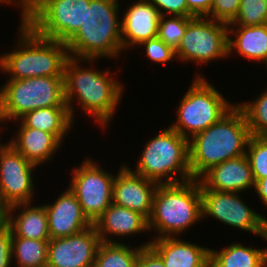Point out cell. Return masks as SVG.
Masks as SVG:
<instances>
[{"label":"cell","instance_id":"obj_17","mask_svg":"<svg viewBox=\"0 0 267 267\" xmlns=\"http://www.w3.org/2000/svg\"><path fill=\"white\" fill-rule=\"evenodd\" d=\"M199 181L200 189L234 193L252 189L255 183L246 154L212 166Z\"/></svg>","mask_w":267,"mask_h":267},{"label":"cell","instance_id":"obj_25","mask_svg":"<svg viewBox=\"0 0 267 267\" xmlns=\"http://www.w3.org/2000/svg\"><path fill=\"white\" fill-rule=\"evenodd\" d=\"M210 267H267V248L233 243L218 251L210 249Z\"/></svg>","mask_w":267,"mask_h":267},{"label":"cell","instance_id":"obj_22","mask_svg":"<svg viewBox=\"0 0 267 267\" xmlns=\"http://www.w3.org/2000/svg\"><path fill=\"white\" fill-rule=\"evenodd\" d=\"M18 209L21 211L14 216L13 213ZM7 224L12 230V237L50 240L48 218L44 205L33 207L30 202L8 207Z\"/></svg>","mask_w":267,"mask_h":267},{"label":"cell","instance_id":"obj_7","mask_svg":"<svg viewBox=\"0 0 267 267\" xmlns=\"http://www.w3.org/2000/svg\"><path fill=\"white\" fill-rule=\"evenodd\" d=\"M67 107L64 76L8 79L0 87V118L13 122L31 110Z\"/></svg>","mask_w":267,"mask_h":267},{"label":"cell","instance_id":"obj_31","mask_svg":"<svg viewBox=\"0 0 267 267\" xmlns=\"http://www.w3.org/2000/svg\"><path fill=\"white\" fill-rule=\"evenodd\" d=\"M267 24V0H241L235 19L228 26Z\"/></svg>","mask_w":267,"mask_h":267},{"label":"cell","instance_id":"obj_1","mask_svg":"<svg viewBox=\"0 0 267 267\" xmlns=\"http://www.w3.org/2000/svg\"><path fill=\"white\" fill-rule=\"evenodd\" d=\"M83 61L94 63L95 59H79L69 56L65 62V102L72 120L75 114L73 101H77L85 114L92 115L102 128H106L113 119V114L123 96V84L114 80L108 70L99 72L82 67L79 63Z\"/></svg>","mask_w":267,"mask_h":267},{"label":"cell","instance_id":"obj_21","mask_svg":"<svg viewBox=\"0 0 267 267\" xmlns=\"http://www.w3.org/2000/svg\"><path fill=\"white\" fill-rule=\"evenodd\" d=\"M9 143L27 160L37 166L51 160L62 143L51 133L26 127L22 122Z\"/></svg>","mask_w":267,"mask_h":267},{"label":"cell","instance_id":"obj_14","mask_svg":"<svg viewBox=\"0 0 267 267\" xmlns=\"http://www.w3.org/2000/svg\"><path fill=\"white\" fill-rule=\"evenodd\" d=\"M94 225L48 243L47 267H91L101 244Z\"/></svg>","mask_w":267,"mask_h":267},{"label":"cell","instance_id":"obj_36","mask_svg":"<svg viewBox=\"0 0 267 267\" xmlns=\"http://www.w3.org/2000/svg\"><path fill=\"white\" fill-rule=\"evenodd\" d=\"M135 267H165L161 257L150 247L140 249Z\"/></svg>","mask_w":267,"mask_h":267},{"label":"cell","instance_id":"obj_20","mask_svg":"<svg viewBox=\"0 0 267 267\" xmlns=\"http://www.w3.org/2000/svg\"><path fill=\"white\" fill-rule=\"evenodd\" d=\"M102 242L117 243L110 236H127L149 232L148 219L142 214L112 203L103 214L93 222Z\"/></svg>","mask_w":267,"mask_h":267},{"label":"cell","instance_id":"obj_15","mask_svg":"<svg viewBox=\"0 0 267 267\" xmlns=\"http://www.w3.org/2000/svg\"><path fill=\"white\" fill-rule=\"evenodd\" d=\"M157 186L158 183L132 172L124 163L113 182L112 203L136 211L149 219Z\"/></svg>","mask_w":267,"mask_h":267},{"label":"cell","instance_id":"obj_9","mask_svg":"<svg viewBox=\"0 0 267 267\" xmlns=\"http://www.w3.org/2000/svg\"><path fill=\"white\" fill-rule=\"evenodd\" d=\"M202 76L198 74L192 81L176 109V122L169 126L188 140L215 124L235 106Z\"/></svg>","mask_w":267,"mask_h":267},{"label":"cell","instance_id":"obj_29","mask_svg":"<svg viewBox=\"0 0 267 267\" xmlns=\"http://www.w3.org/2000/svg\"><path fill=\"white\" fill-rule=\"evenodd\" d=\"M166 18V16H160L157 37L167 46L176 50L181 38L185 34L188 23L194 17L170 15V18Z\"/></svg>","mask_w":267,"mask_h":267},{"label":"cell","instance_id":"obj_5","mask_svg":"<svg viewBox=\"0 0 267 267\" xmlns=\"http://www.w3.org/2000/svg\"><path fill=\"white\" fill-rule=\"evenodd\" d=\"M202 219L199 179L158 184L148 219V228L162 237H175Z\"/></svg>","mask_w":267,"mask_h":267},{"label":"cell","instance_id":"obj_28","mask_svg":"<svg viewBox=\"0 0 267 267\" xmlns=\"http://www.w3.org/2000/svg\"><path fill=\"white\" fill-rule=\"evenodd\" d=\"M258 99L236 105L245 115L250 134L253 136H267V88Z\"/></svg>","mask_w":267,"mask_h":267},{"label":"cell","instance_id":"obj_10","mask_svg":"<svg viewBox=\"0 0 267 267\" xmlns=\"http://www.w3.org/2000/svg\"><path fill=\"white\" fill-rule=\"evenodd\" d=\"M178 60L206 64L218 58L228 57V24L194 17L175 50Z\"/></svg>","mask_w":267,"mask_h":267},{"label":"cell","instance_id":"obj_19","mask_svg":"<svg viewBox=\"0 0 267 267\" xmlns=\"http://www.w3.org/2000/svg\"><path fill=\"white\" fill-rule=\"evenodd\" d=\"M149 246L161 257L165 267H210V249L194 243L162 237Z\"/></svg>","mask_w":267,"mask_h":267},{"label":"cell","instance_id":"obj_34","mask_svg":"<svg viewBox=\"0 0 267 267\" xmlns=\"http://www.w3.org/2000/svg\"><path fill=\"white\" fill-rule=\"evenodd\" d=\"M148 1L158 9L161 16L174 15V16L188 17V6L186 0H148Z\"/></svg>","mask_w":267,"mask_h":267},{"label":"cell","instance_id":"obj_32","mask_svg":"<svg viewBox=\"0 0 267 267\" xmlns=\"http://www.w3.org/2000/svg\"><path fill=\"white\" fill-rule=\"evenodd\" d=\"M241 0H213L209 19L230 24L237 16Z\"/></svg>","mask_w":267,"mask_h":267},{"label":"cell","instance_id":"obj_13","mask_svg":"<svg viewBox=\"0 0 267 267\" xmlns=\"http://www.w3.org/2000/svg\"><path fill=\"white\" fill-rule=\"evenodd\" d=\"M35 167L9 142L0 144V200L7 207L32 203Z\"/></svg>","mask_w":267,"mask_h":267},{"label":"cell","instance_id":"obj_30","mask_svg":"<svg viewBox=\"0 0 267 267\" xmlns=\"http://www.w3.org/2000/svg\"><path fill=\"white\" fill-rule=\"evenodd\" d=\"M254 181L267 177V136L251 135L246 148Z\"/></svg>","mask_w":267,"mask_h":267},{"label":"cell","instance_id":"obj_40","mask_svg":"<svg viewBox=\"0 0 267 267\" xmlns=\"http://www.w3.org/2000/svg\"><path fill=\"white\" fill-rule=\"evenodd\" d=\"M0 3L1 4H10L11 3V5L17 3V4H19V7L21 6L22 12H23L24 6H25V0H0Z\"/></svg>","mask_w":267,"mask_h":267},{"label":"cell","instance_id":"obj_6","mask_svg":"<svg viewBox=\"0 0 267 267\" xmlns=\"http://www.w3.org/2000/svg\"><path fill=\"white\" fill-rule=\"evenodd\" d=\"M145 145L135 171L128 167L132 172L158 184L179 183L192 179L187 138L168 127ZM176 174L180 176L177 178Z\"/></svg>","mask_w":267,"mask_h":267},{"label":"cell","instance_id":"obj_23","mask_svg":"<svg viewBox=\"0 0 267 267\" xmlns=\"http://www.w3.org/2000/svg\"><path fill=\"white\" fill-rule=\"evenodd\" d=\"M228 26V56L233 52V49L240 56L257 62L267 61V24L241 26ZM233 28V29H232ZM230 35H235L233 39Z\"/></svg>","mask_w":267,"mask_h":267},{"label":"cell","instance_id":"obj_18","mask_svg":"<svg viewBox=\"0 0 267 267\" xmlns=\"http://www.w3.org/2000/svg\"><path fill=\"white\" fill-rule=\"evenodd\" d=\"M121 19L123 51L141 42L156 38L160 13L148 0L133 1Z\"/></svg>","mask_w":267,"mask_h":267},{"label":"cell","instance_id":"obj_39","mask_svg":"<svg viewBox=\"0 0 267 267\" xmlns=\"http://www.w3.org/2000/svg\"><path fill=\"white\" fill-rule=\"evenodd\" d=\"M8 207L0 200V229L7 225Z\"/></svg>","mask_w":267,"mask_h":267},{"label":"cell","instance_id":"obj_26","mask_svg":"<svg viewBox=\"0 0 267 267\" xmlns=\"http://www.w3.org/2000/svg\"><path fill=\"white\" fill-rule=\"evenodd\" d=\"M149 244L150 241L137 248H131L120 242H101L91 267H135L140 249Z\"/></svg>","mask_w":267,"mask_h":267},{"label":"cell","instance_id":"obj_24","mask_svg":"<svg viewBox=\"0 0 267 267\" xmlns=\"http://www.w3.org/2000/svg\"><path fill=\"white\" fill-rule=\"evenodd\" d=\"M17 123L22 122L26 127L39 129L53 134L61 143L73 127V120L68 107H45L31 110L21 117Z\"/></svg>","mask_w":267,"mask_h":267},{"label":"cell","instance_id":"obj_38","mask_svg":"<svg viewBox=\"0 0 267 267\" xmlns=\"http://www.w3.org/2000/svg\"><path fill=\"white\" fill-rule=\"evenodd\" d=\"M254 189L258 194L257 196H259L260 200L267 207V177L255 181Z\"/></svg>","mask_w":267,"mask_h":267},{"label":"cell","instance_id":"obj_37","mask_svg":"<svg viewBox=\"0 0 267 267\" xmlns=\"http://www.w3.org/2000/svg\"><path fill=\"white\" fill-rule=\"evenodd\" d=\"M188 17H206L211 10L213 0H186Z\"/></svg>","mask_w":267,"mask_h":267},{"label":"cell","instance_id":"obj_8","mask_svg":"<svg viewBox=\"0 0 267 267\" xmlns=\"http://www.w3.org/2000/svg\"><path fill=\"white\" fill-rule=\"evenodd\" d=\"M90 0H25L21 20L38 36L66 43L84 23Z\"/></svg>","mask_w":267,"mask_h":267},{"label":"cell","instance_id":"obj_4","mask_svg":"<svg viewBox=\"0 0 267 267\" xmlns=\"http://www.w3.org/2000/svg\"><path fill=\"white\" fill-rule=\"evenodd\" d=\"M20 24L17 47L0 56L2 72H8L9 79L64 76L69 57L66 44L38 36L22 20Z\"/></svg>","mask_w":267,"mask_h":267},{"label":"cell","instance_id":"obj_12","mask_svg":"<svg viewBox=\"0 0 267 267\" xmlns=\"http://www.w3.org/2000/svg\"><path fill=\"white\" fill-rule=\"evenodd\" d=\"M68 187L76 196L84 214L93 223L112 204L115 175L85 158L82 165L73 169Z\"/></svg>","mask_w":267,"mask_h":267},{"label":"cell","instance_id":"obj_33","mask_svg":"<svg viewBox=\"0 0 267 267\" xmlns=\"http://www.w3.org/2000/svg\"><path fill=\"white\" fill-rule=\"evenodd\" d=\"M145 46V52L148 58L156 63L167 64L170 60L176 59L175 50L167 46L158 37L143 41L139 44V47Z\"/></svg>","mask_w":267,"mask_h":267},{"label":"cell","instance_id":"obj_35","mask_svg":"<svg viewBox=\"0 0 267 267\" xmlns=\"http://www.w3.org/2000/svg\"><path fill=\"white\" fill-rule=\"evenodd\" d=\"M12 230L7 224L0 229V267H10L12 260Z\"/></svg>","mask_w":267,"mask_h":267},{"label":"cell","instance_id":"obj_16","mask_svg":"<svg viewBox=\"0 0 267 267\" xmlns=\"http://www.w3.org/2000/svg\"><path fill=\"white\" fill-rule=\"evenodd\" d=\"M50 239L64 238L93 225L84 214L75 194L68 188L54 201L44 205Z\"/></svg>","mask_w":267,"mask_h":267},{"label":"cell","instance_id":"obj_3","mask_svg":"<svg viewBox=\"0 0 267 267\" xmlns=\"http://www.w3.org/2000/svg\"><path fill=\"white\" fill-rule=\"evenodd\" d=\"M118 0H90L84 23L65 43L68 54L79 59L117 58L123 51Z\"/></svg>","mask_w":267,"mask_h":267},{"label":"cell","instance_id":"obj_27","mask_svg":"<svg viewBox=\"0 0 267 267\" xmlns=\"http://www.w3.org/2000/svg\"><path fill=\"white\" fill-rule=\"evenodd\" d=\"M49 240L12 237V258L18 267H47Z\"/></svg>","mask_w":267,"mask_h":267},{"label":"cell","instance_id":"obj_2","mask_svg":"<svg viewBox=\"0 0 267 267\" xmlns=\"http://www.w3.org/2000/svg\"><path fill=\"white\" fill-rule=\"evenodd\" d=\"M250 136L245 115L235 104L219 121L189 139L192 179H199L214 165L245 155Z\"/></svg>","mask_w":267,"mask_h":267},{"label":"cell","instance_id":"obj_11","mask_svg":"<svg viewBox=\"0 0 267 267\" xmlns=\"http://www.w3.org/2000/svg\"><path fill=\"white\" fill-rule=\"evenodd\" d=\"M200 193L202 218L214 217L225 225L249 231L267 241V217L251 209L240 193L211 189H200Z\"/></svg>","mask_w":267,"mask_h":267}]
</instances>
